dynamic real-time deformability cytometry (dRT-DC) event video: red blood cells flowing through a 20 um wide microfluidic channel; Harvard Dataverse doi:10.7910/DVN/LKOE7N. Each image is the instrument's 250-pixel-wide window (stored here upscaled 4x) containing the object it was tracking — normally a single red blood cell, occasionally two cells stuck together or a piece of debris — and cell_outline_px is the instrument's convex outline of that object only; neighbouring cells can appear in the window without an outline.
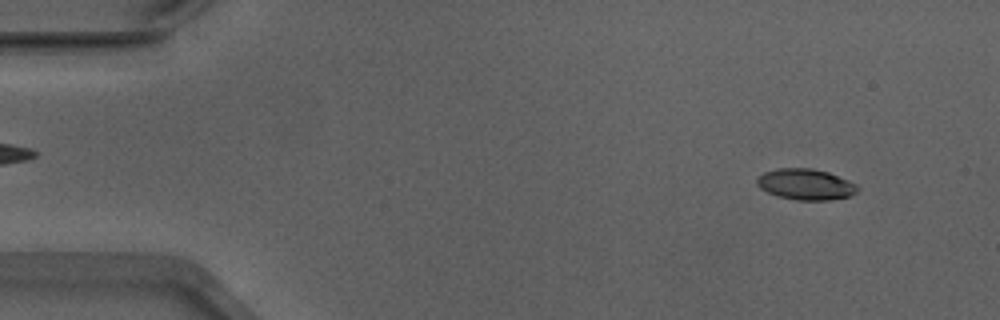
{"species": "Egyptian fruit bat (a non-hibernating species)", "species_latin": "Rousettus aegyptiacus", "temperature_condition": "warm", "stored_images_in_passage": 45, "camera_frame_rate_fps": 3000, "um_per_image_px": 0.085, "animal": {"sex": "male"}, "frame": {"image": 1, "passage_image": 4, "time_ms": 1.0, "image_size_px": [1000, 320], "cell_outline_px": [[860, 188], [856, 192], [848, 196], [828, 200], [796, 200], [780, 196], [768, 192], [760, 188], [756, 184], [756, 176], [764, 172], [780, 168], [812, 168], [828, 172], [848, 180], [856, 184]], "centroid_in_image_um": [68.46, 15.66], "position_along_channel_um": 16.5, "area_um2": 18.09}}
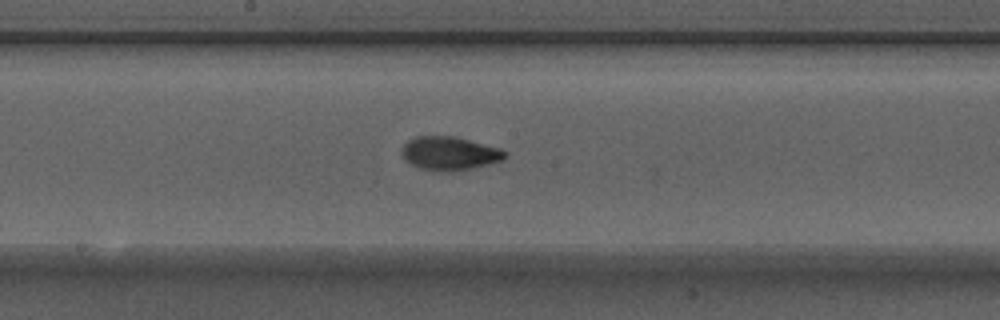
{"frame": {"image": 2, "passage_image": 27, "time_ms": 8.667, "image_size_px": [1000, 320], "cell_outline_px": [[508, 152], [500, 160], [488, 164], [472, 168], [452, 172], [440, 172], [420, 168], [404, 160], [400, 152], [400, 148], [408, 140], [416, 136], [452, 136], [500, 148]], "centroid_in_image_um": [38.14, 13.04], "position_along_channel_um": 210.1, "area_um2": 20.17}}
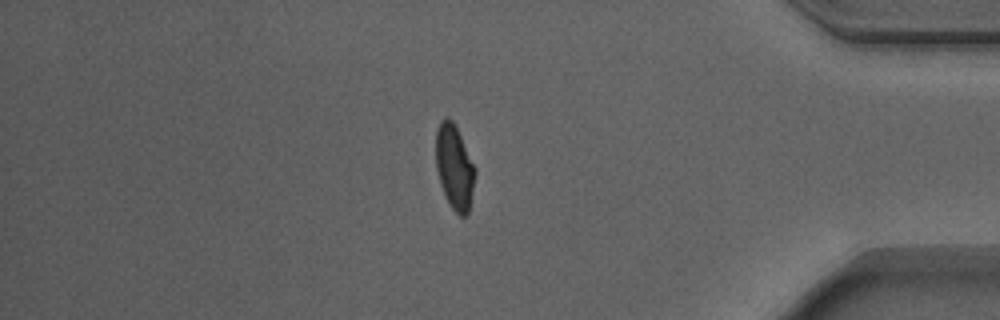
{"frame": {"image": 3, "passage_image": 44, "time_ms": 14.333, "image_size_px": [1000, 320], "cell_outline_px": [[476, 172], [468, 216], [460, 216], [452, 208], [440, 184], [436, 168], [436, 128], [440, 120], [444, 116], [448, 116], [452, 120], [476, 168]], "centroid_in_image_um": [38.62, 14.18], "position_along_channel_um": 396.6, "area_um2": 19.31}}